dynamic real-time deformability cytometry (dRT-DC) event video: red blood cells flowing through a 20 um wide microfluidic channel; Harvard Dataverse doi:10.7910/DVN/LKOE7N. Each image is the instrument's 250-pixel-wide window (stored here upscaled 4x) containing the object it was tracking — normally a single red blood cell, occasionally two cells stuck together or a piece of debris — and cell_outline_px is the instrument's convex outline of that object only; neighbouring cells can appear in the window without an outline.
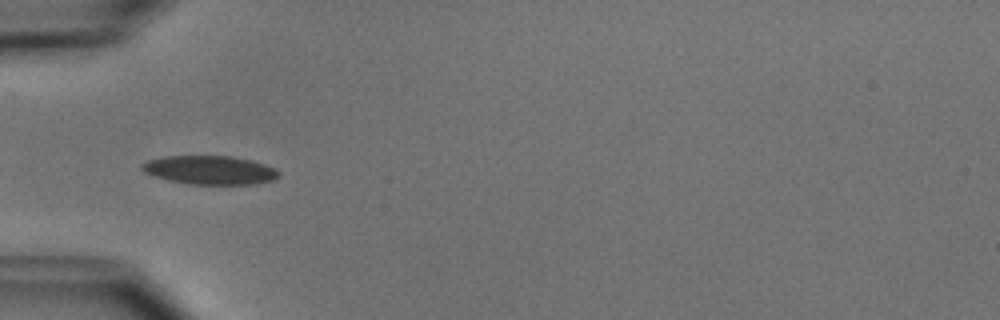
{"species": "common noctule bat (a hibernating species)", "species_latin": "Nyctalus noctula", "temperature_condition": "cold", "stored_images_in_passage": 6, "camera_frame_rate_fps": 3000, "um_per_image_px": 0.085, "animal": {"sex": "male", "body_mass_g": 15.6}, "frame": {"image": 1, "passage_image": 5, "time_ms": 4.667, "image_size_px": [1000, 320], "cell_outline_px": [[280, 176], [272, 180], [256, 184], [188, 184], [168, 180], [144, 172], [140, 168], [140, 164], [148, 160], [164, 156], [228, 156], [252, 160], [276, 168], [280, 172]], "centroid_in_image_um": [17.84, 14.45], "position_along_channel_um": 67.2, "area_um2": 22.95}}